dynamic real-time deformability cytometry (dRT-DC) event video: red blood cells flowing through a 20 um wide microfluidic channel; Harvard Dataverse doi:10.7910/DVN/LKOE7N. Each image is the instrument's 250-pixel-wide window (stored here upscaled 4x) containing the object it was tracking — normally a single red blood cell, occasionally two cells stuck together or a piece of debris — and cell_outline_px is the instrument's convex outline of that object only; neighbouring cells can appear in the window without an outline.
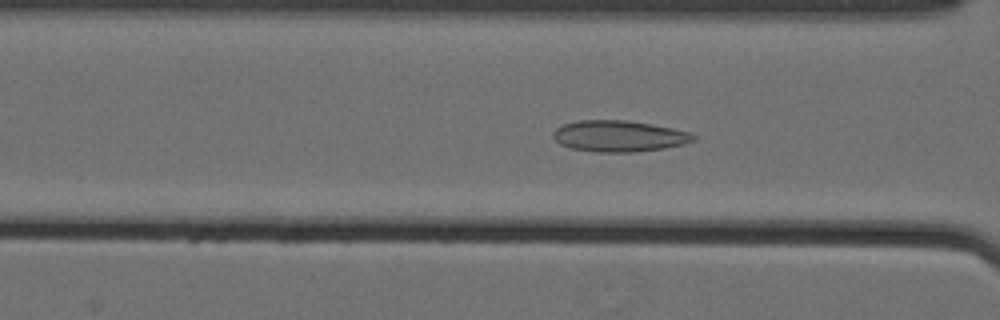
{"species": "Egyptian fruit bat (a non-hibernating species)", "species_latin": "Rousettus aegyptiacus", "temperature_condition": "cold", "stored_images_in_passage": 62, "camera_frame_rate_fps": 3000, "um_per_image_px": 0.085, "animal": {"sex": "female"}, "frame": {"image": 1, "passage_image": 28, "time_ms": 9.0, "image_size_px": [1000, 320], "cell_outline_px": [[696, 140], [684, 144], [664, 148], [636, 152], [600, 152], [572, 148], [560, 144], [552, 136], [552, 132], [556, 128], [564, 124], [580, 120], [628, 120], [652, 124], [672, 128], [688, 132], [696, 136]], "centroid_in_image_um": [52.62, 11.56], "position_along_channel_um": 114.0, "area_um2": 25.49}}
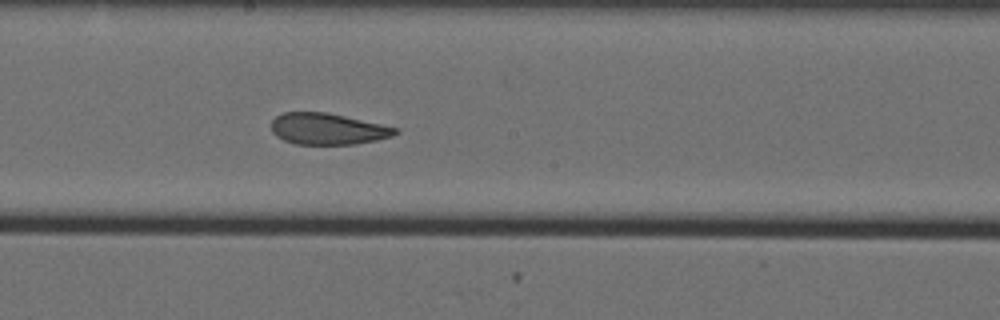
{"frame": {"image": 2, "passage_image": 37, "time_ms": 12.0, "image_size_px": [1000, 320], "cell_outline_px": [[400, 132], [392, 136], [376, 140], [356, 144], [296, 144], [284, 140], [276, 136], [272, 132], [272, 120], [276, 116], [284, 112], [328, 112], [400, 128]], "centroid_in_image_um": [27.88, 10.95], "position_along_channel_um": 220.3, "area_um2": 22.77}}
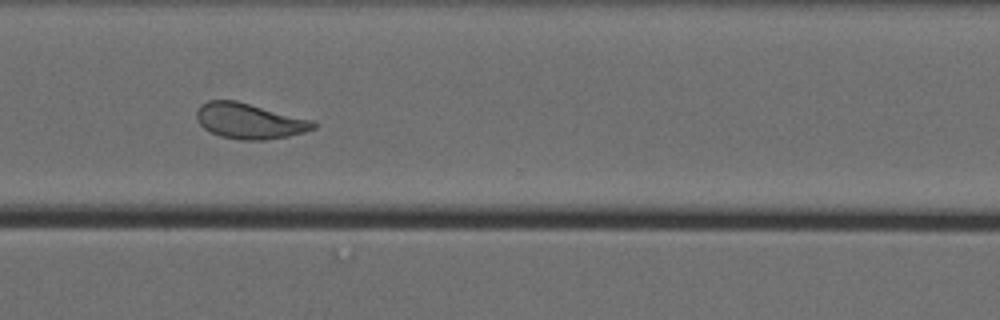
{"frame": {"image": 3, "passage_image": 48, "time_ms": 15.667, "image_size_px": [1000, 320], "cell_outline_px": [[316, 128], [304, 132], [288, 136], [264, 140], [240, 140], [220, 136], [204, 128], [196, 120], [196, 112], [200, 104], [208, 100], [236, 100], [312, 120], [316, 124]], "centroid_in_image_um": [21.17, 10.28], "position_along_channel_um": 349.4, "area_um2": 24.16}, "authors_computed_cell_mechanics": {"area_um2": 25.5187, "velocity_mm_per_s": 3.5366, "shape_relaxation_time_tau1_ms": 7.5045, "shape_relaxation_time_tau2_ms": 1.6038, "deformation_change_tau1": 0.1716, "deformation_change_tau2": 0.0851}}